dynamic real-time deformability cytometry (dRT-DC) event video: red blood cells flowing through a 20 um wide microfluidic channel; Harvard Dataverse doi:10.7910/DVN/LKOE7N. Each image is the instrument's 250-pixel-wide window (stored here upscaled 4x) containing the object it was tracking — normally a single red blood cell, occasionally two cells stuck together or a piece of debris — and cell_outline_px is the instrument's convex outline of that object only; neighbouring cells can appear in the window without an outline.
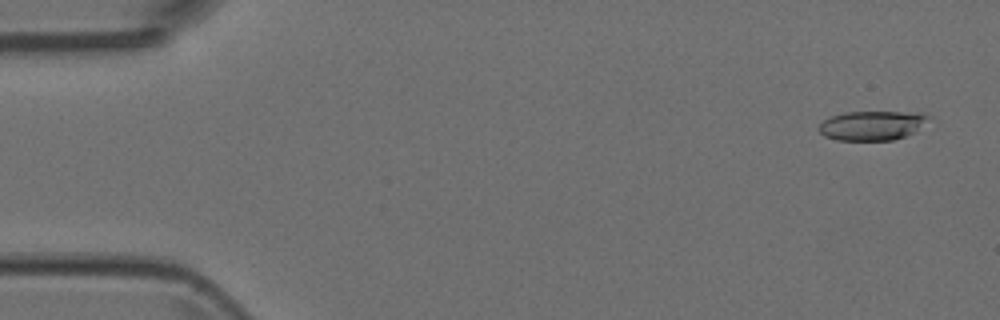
{"species": "Egyptian fruit bat (a non-hibernating species)", "species_latin": "Rousettus aegyptiacus", "temperature_condition": "room temperature", "stored_images_in_passage": 6, "camera_frame_rate_fps": 3000, "um_per_image_px": 0.085, "animal": {"sex": "female"}, "frame": {"image": 1, "passage_image": 1, "time_ms": 0.0, "image_size_px": [1000, 320], "cell_outline_px": [[928, 116], [912, 132], [904, 136], [892, 140], [836, 140], [824, 136], [816, 128], [828, 116], [844, 112], [916, 112]], "centroid_in_image_um": [73.97, 10.66], "position_along_channel_um": 11.0, "area_um2": 18.38}}
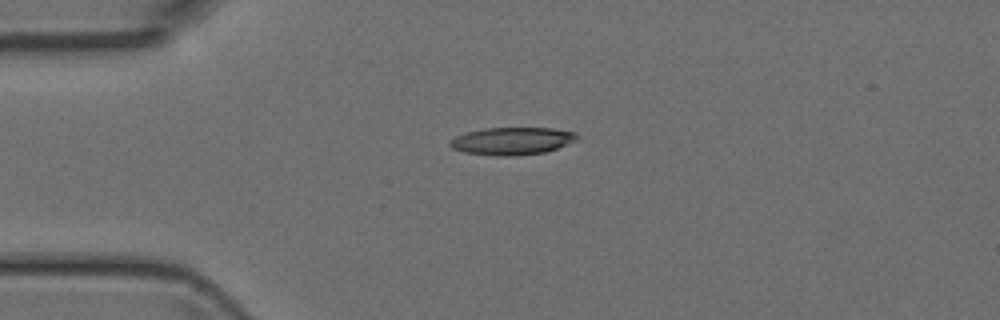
{"frame": {"image": 2, "passage_image": 4, "time_ms": 1.0, "image_size_px": [1000, 320], "cell_outline_px": [[580, 140], [544, 152], [516, 156], [496, 156], [464, 152], [452, 148], [448, 144], [448, 140], [456, 136], [468, 132], [484, 128], [552, 128], [576, 132], [580, 136]], "centroid_in_image_um": [43.55, 11.98], "position_along_channel_um": 41.4, "area_um2": 20.58}}
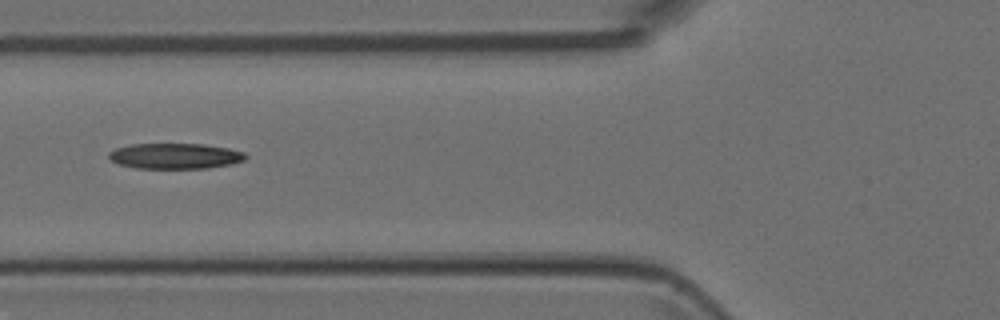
{"frame": {"image": 3, "passage_image": 6, "time_ms": 1.667, "image_size_px": [1000, 320], "cell_outline_px": [[248, 156], [244, 160], [232, 164], [208, 168], [136, 168], [120, 164], [112, 160], [108, 156], [108, 152], [116, 148], [132, 144], [204, 144], [228, 148], [244, 152]], "centroid_in_image_um": [14.91, 13.26], "position_along_channel_um": 110.9, "area_um2": 20.35}}